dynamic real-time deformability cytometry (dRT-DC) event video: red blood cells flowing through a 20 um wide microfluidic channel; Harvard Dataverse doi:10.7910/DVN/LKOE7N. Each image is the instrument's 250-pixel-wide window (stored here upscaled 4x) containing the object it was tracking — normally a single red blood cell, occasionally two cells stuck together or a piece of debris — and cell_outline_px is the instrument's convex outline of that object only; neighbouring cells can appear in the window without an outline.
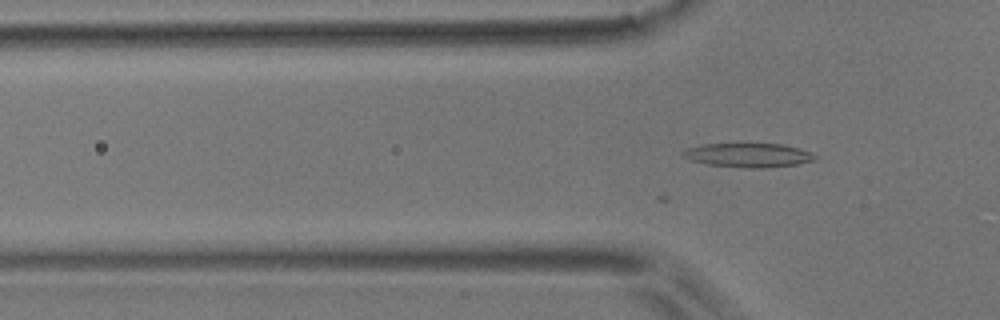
{"species": "common noctule bat (a hibernating species)", "species_latin": "Nyctalus noctula", "temperature_condition": "room temperature", "stored_images_in_passage": 20, "camera_frame_rate_fps": 3000, "um_per_image_px": 0.085, "animal": {"sex": "male", "body_mass_g": 17.9}, "frame": {"image": 1, "passage_image": 3, "time_ms": 0.667, "image_size_px": [1000, 320], "cell_outline_px": [[816, 160], [796, 164], [764, 168], [744, 168], [708, 164], [692, 160], [684, 156], [680, 152], [688, 148], [704, 144], [780, 144], [812, 152], [816, 156]], "centroid_in_image_um": [63.62, 13.19], "position_along_channel_um": 62.2, "area_um2": 18.26}}
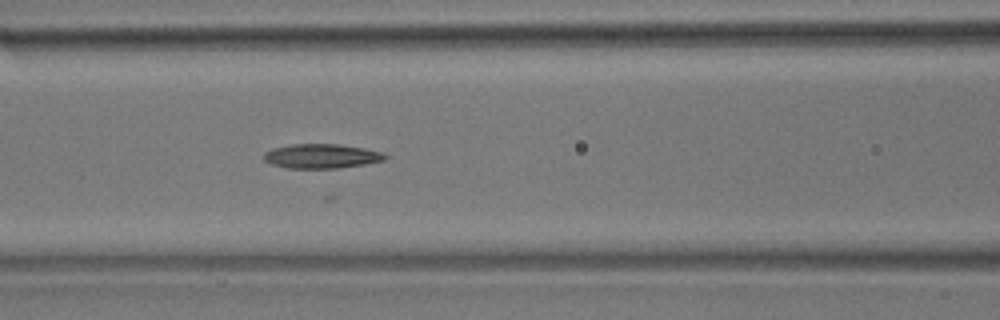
{"frame": {"image": 2, "passage_image": 9, "time_ms": 2.667, "image_size_px": [1000, 320], "cell_outline_px": [[388, 156], [384, 160], [364, 164], [340, 168], [288, 168], [272, 164], [264, 160], [264, 152], [272, 148], [292, 144], [340, 144], [364, 148], [380, 152]], "centroid_in_image_um": [27.31, 13.27], "position_along_channel_um": 139.3, "area_um2": 17.17}}
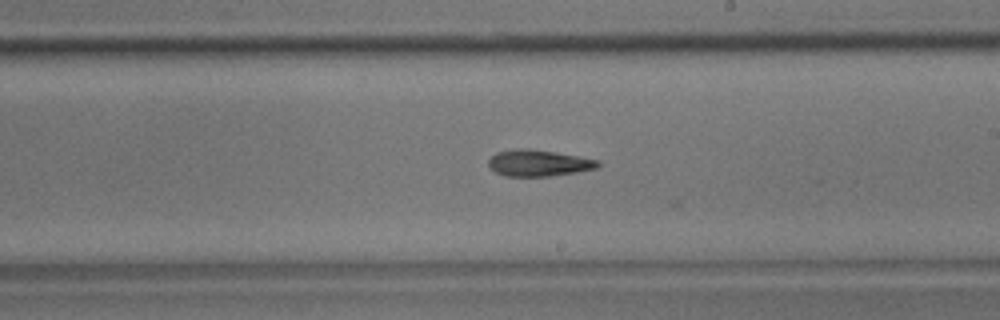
{"frame": {"image": 3, "passage_image": 17, "time_ms": 5.333, "image_size_px": [1000, 320], "cell_outline_px": [[600, 164], [596, 168], [576, 172], [548, 176], [504, 176], [496, 172], [488, 164], [488, 160], [496, 152], [520, 148], [528, 148], [600, 160]], "centroid_in_image_um": [45.76, 13.86], "position_along_channel_um": 243.2, "area_um2": 16.59}}